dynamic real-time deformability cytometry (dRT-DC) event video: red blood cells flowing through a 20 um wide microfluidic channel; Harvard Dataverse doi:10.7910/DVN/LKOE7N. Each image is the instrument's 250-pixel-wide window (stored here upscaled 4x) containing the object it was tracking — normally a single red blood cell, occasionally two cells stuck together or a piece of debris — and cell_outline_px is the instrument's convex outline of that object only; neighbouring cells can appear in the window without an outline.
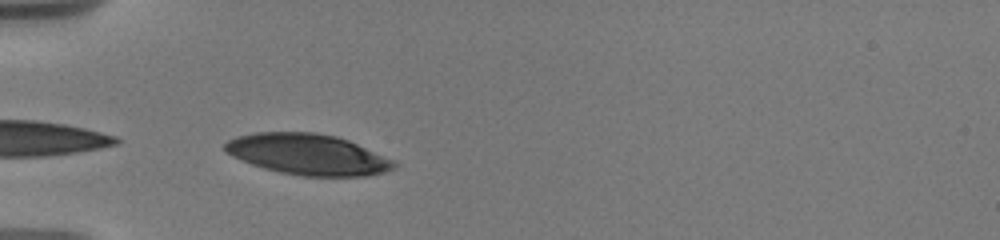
{"species": "human", "species_latin": "Homo sapiens", "temperature_condition": "warm", "stored_images_in_passage": 20, "camera_frame_rate_fps": 3000, "um_per_image_px": 0.085, "donor": {"sex": "male"}, "frame": {"image": 1, "passage_image": 1, "time_ms": 0.0, "image_size_px": [1000, 240], "cell_outline_px": [[396, 168], [368, 176], [304, 176], [280, 172], [264, 168], [252, 164], [232, 156], [224, 152], [224, 144], [228, 140], [236, 136], [256, 132], [316, 132], [336, 136], [348, 140], [396, 160]], "centroid_in_image_um": [26.17, 13.12], "position_along_channel_um": 58.8, "area_um2": 40.4}}
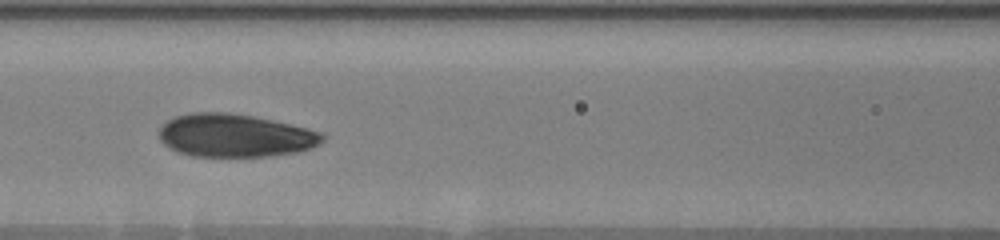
{"frame": {"image": 2, "passage_image": 9, "time_ms": 2.667, "image_size_px": [1000, 240], "cell_outline_px": [[324, 140], [320, 144], [312, 148], [296, 152], [272, 156], [192, 156], [176, 152], [168, 148], [160, 140], [160, 128], [168, 120], [176, 116], [192, 112], [232, 112], [292, 124], [324, 132]], "centroid_in_image_um": [20.0, 11.52], "position_along_channel_um": 146.6, "area_um2": 41.27}}
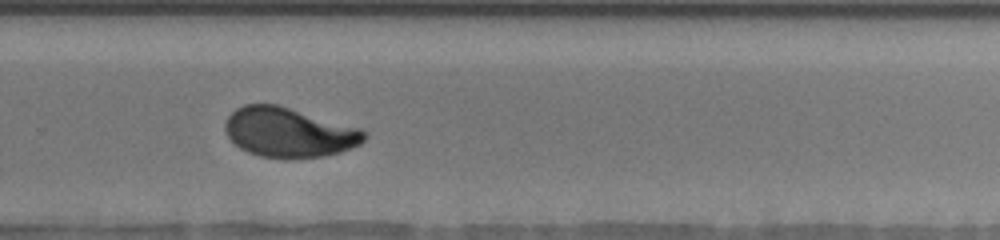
{"frame": {"image": 3, "passage_image": 19, "time_ms": 7.0, "image_size_px": [1000, 240], "cell_outline_px": [[368, 136], [360, 144], [340, 152], [324, 156], [288, 160], [284, 160], [260, 156], [248, 152], [240, 148], [228, 136], [224, 128], [224, 124], [228, 116], [236, 108], [244, 104], [276, 104], [360, 128], [368, 132]], "centroid_in_image_um": [24.56, 11.27], "position_along_channel_um": 305.2, "area_um2": 40.52}}